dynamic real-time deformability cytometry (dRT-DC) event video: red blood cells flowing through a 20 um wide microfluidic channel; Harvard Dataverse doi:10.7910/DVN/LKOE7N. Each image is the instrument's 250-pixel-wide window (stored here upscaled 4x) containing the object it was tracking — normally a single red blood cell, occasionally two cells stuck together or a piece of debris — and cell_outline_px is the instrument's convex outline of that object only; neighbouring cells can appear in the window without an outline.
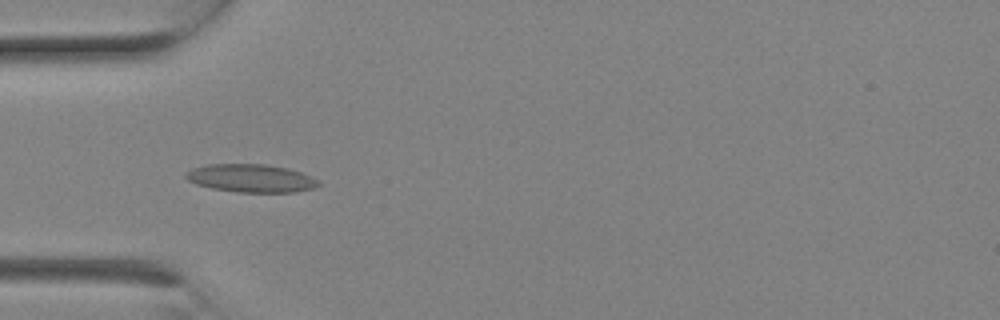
{"species": "Egyptian fruit bat (a non-hibernating species)", "species_latin": "Rousettus aegyptiacus", "temperature_condition": "room temperature", "stored_images_in_passage": 2, "camera_frame_rate_fps": 3000, "um_per_image_px": 0.085, "animal": {"sex": "female"}, "frame": {"image": 1, "passage_image": 2, "time_ms": 0.333, "image_size_px": [1000, 320], "cell_outline_px": [[320, 184], [312, 188], [296, 192], [236, 192], [212, 188], [196, 184], [188, 180], [184, 176], [192, 168], [208, 164], [264, 164], [288, 168], [312, 176], [320, 180]], "centroid_in_image_um": [21.35, 15.15], "position_along_channel_um": 63.6, "area_um2": 21.68}}